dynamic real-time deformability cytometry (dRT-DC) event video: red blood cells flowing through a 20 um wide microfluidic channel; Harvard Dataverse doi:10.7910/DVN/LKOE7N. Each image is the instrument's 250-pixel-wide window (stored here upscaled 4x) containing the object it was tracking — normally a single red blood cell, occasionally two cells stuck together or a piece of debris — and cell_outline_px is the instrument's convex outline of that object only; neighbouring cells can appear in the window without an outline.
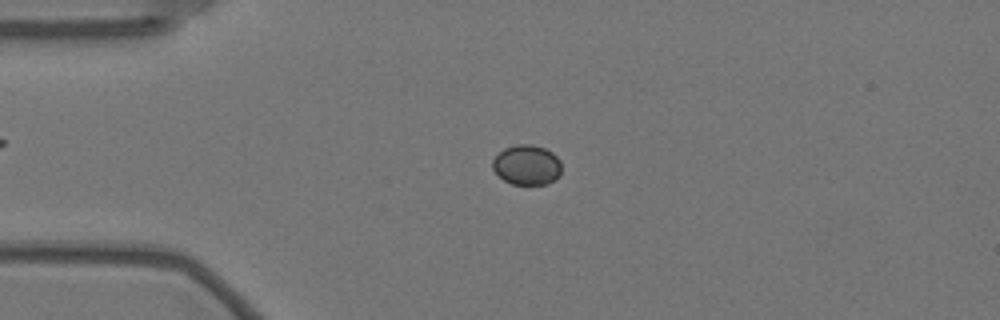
{"species": "Egyptian fruit bat (a non-hibernating species)", "species_latin": "Rousettus aegyptiacus", "temperature_condition": "warm", "stored_images_in_passage": 58, "camera_frame_rate_fps": 3000, "um_per_image_px": 0.085, "animal": {"sex": "female"}, "frame": {"image": 1, "passage_image": 14, "time_ms": 4.333, "image_size_px": [1000, 320], "cell_outline_px": [[560, 176], [544, 184], [512, 184], [504, 180], [492, 168], [492, 160], [504, 148], [516, 144], [532, 144], [544, 148], [552, 152], [560, 160]], "centroid_in_image_um": [44.77, 14.0], "position_along_channel_um": 40.2, "area_um2": 15.95}}
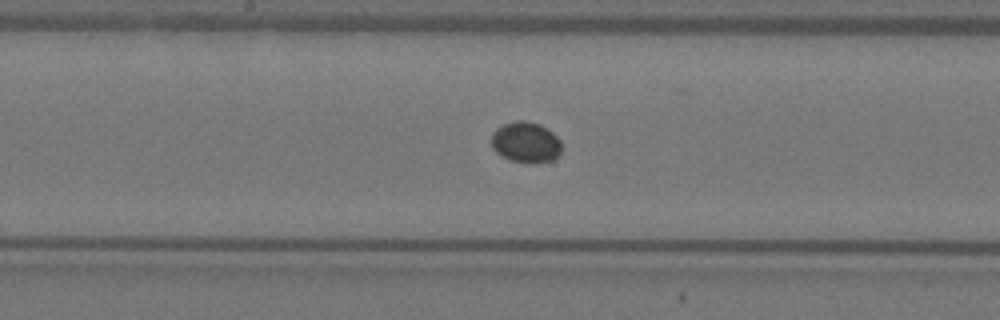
{"frame": {"image": 2, "passage_image": 30, "time_ms": 9.667, "image_size_px": [1000, 320], "cell_outline_px": [[560, 152], [552, 160], [536, 164], [532, 164], [508, 160], [500, 156], [492, 148], [492, 132], [496, 128], [504, 124], [516, 120], [524, 120], [540, 124], [552, 132], [560, 140]], "centroid_in_image_um": [44.66, 12.11], "position_along_channel_um": 203.5, "area_um2": 16.88}}
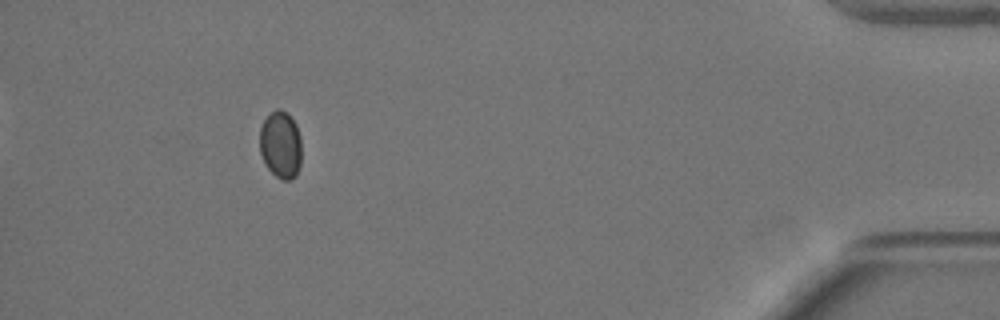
{"frame": {"image": 3, "passage_image": 53, "time_ms": 17.333, "image_size_px": [1000, 320], "cell_outline_px": [[300, 164], [296, 176], [292, 180], [284, 180], [276, 176], [264, 164], [260, 152], [260, 128], [264, 120], [276, 108], [280, 108], [296, 124], [300, 136]], "centroid_in_image_um": [23.84, 12.33], "position_along_channel_um": 411.4, "area_um2": 16.3}}